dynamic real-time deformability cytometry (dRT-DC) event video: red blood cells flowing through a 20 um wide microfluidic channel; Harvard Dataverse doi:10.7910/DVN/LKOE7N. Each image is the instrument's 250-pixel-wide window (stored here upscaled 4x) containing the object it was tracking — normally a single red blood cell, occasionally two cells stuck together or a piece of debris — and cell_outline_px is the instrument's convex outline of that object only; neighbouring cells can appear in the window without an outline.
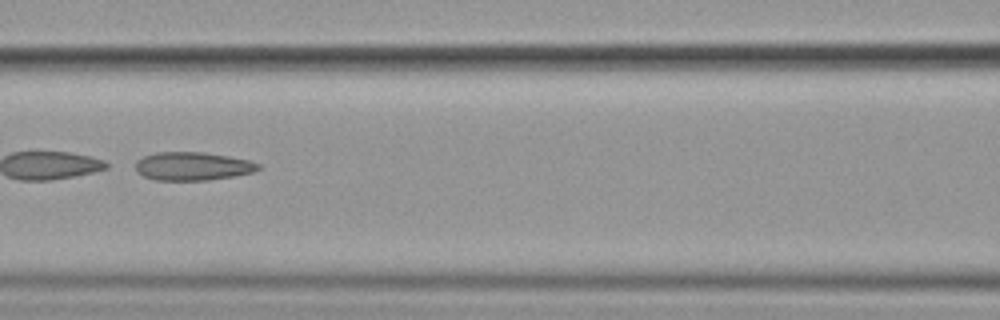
{"species": "common noctule bat (a hibernating species)", "species_latin": "Nyctalus noctula", "temperature_condition": "cold", "stored_images_in_passage": 9, "camera_frame_rate_fps": 3000, "um_per_image_px": 0.085, "animal": {"sex": "female", "body_mass_g": 19.9}, "frame": {"image": 1, "passage_image": 6, "time_ms": 6.667, "image_size_px": [1000, 320], "cell_outline_px": [[260, 168], [252, 172], [236, 176], [208, 180], [156, 180], [144, 176], [136, 172], [136, 160], [144, 156], [156, 152], [204, 152], [228, 156], [248, 160], [260, 164]], "centroid_in_image_um": [16.36, 14.13], "position_along_channel_um": 150.2, "area_um2": 20.29}}
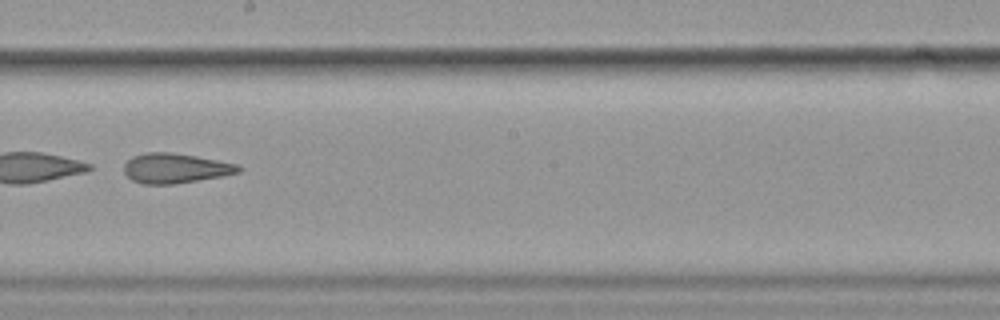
{"frame": {"image": 2, "passage_image": 8, "time_ms": 9.0, "image_size_px": [1000, 320], "cell_outline_px": [[244, 168], [240, 172], [224, 176], [176, 184], [140, 184], [132, 180], [124, 172], [124, 164], [132, 156], [148, 152], [172, 152], [196, 156], [236, 164]], "centroid_in_image_um": [14.91, 14.31], "position_along_channel_um": 233.3, "area_um2": 20.06}}
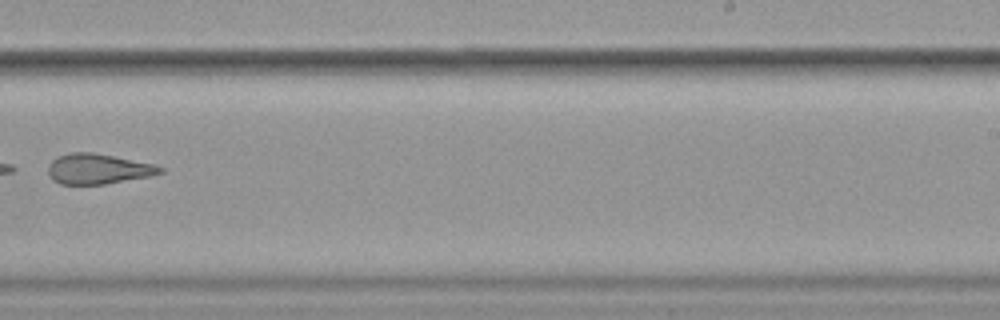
{"frame": {"image": 3, "passage_image": 9, "time_ms": 10.333, "image_size_px": [1000, 320], "cell_outline_px": [[164, 172], [152, 176], [104, 184], [60, 184], [52, 180], [48, 176], [48, 164], [52, 160], [60, 156], [72, 152], [92, 152], [156, 164], [164, 168]], "centroid_in_image_um": [8.35, 14.36], "position_along_channel_um": 280.6, "area_um2": 19.88}}